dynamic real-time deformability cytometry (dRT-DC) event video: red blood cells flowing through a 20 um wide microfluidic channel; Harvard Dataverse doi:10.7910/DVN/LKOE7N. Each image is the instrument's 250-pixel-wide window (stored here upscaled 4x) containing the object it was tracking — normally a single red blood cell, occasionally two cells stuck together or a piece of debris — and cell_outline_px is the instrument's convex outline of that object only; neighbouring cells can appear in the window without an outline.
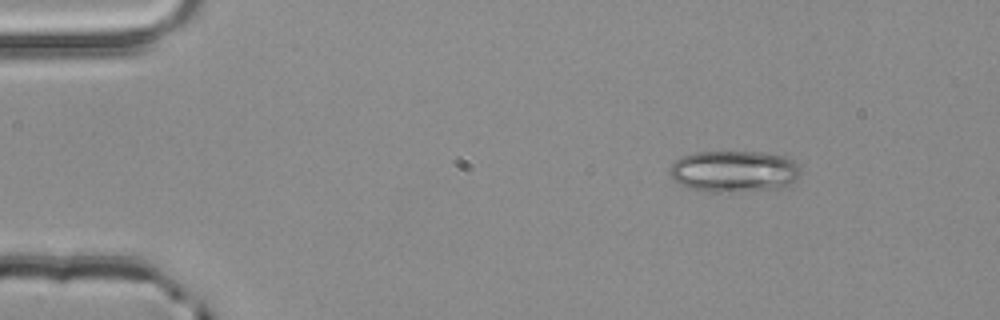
{"species": "common noctule bat (a hibernating species)", "species_latin": "Nyctalus noctula", "temperature_condition": "room temperature", "stored_images_in_passage": 3, "camera_frame_rate_fps": 3000, "um_per_image_px": 0.085, "animal": {"sex": "male", "body_mass_g": 20.4}, "frame": {"image": 1, "passage_image": 1, "time_ms": 0.0, "image_size_px": [1000, 320], "cell_outline_px": [[800, 172], [788, 184], [780, 188], [732, 192], [712, 192], [688, 188], [672, 180], [668, 172], [672, 164], [680, 156], [696, 152], [760, 152], [784, 156], [792, 160], [800, 168]], "centroid_in_image_um": [62.32, 14.56], "position_along_channel_um": 22.7, "area_um2": 31.62}}